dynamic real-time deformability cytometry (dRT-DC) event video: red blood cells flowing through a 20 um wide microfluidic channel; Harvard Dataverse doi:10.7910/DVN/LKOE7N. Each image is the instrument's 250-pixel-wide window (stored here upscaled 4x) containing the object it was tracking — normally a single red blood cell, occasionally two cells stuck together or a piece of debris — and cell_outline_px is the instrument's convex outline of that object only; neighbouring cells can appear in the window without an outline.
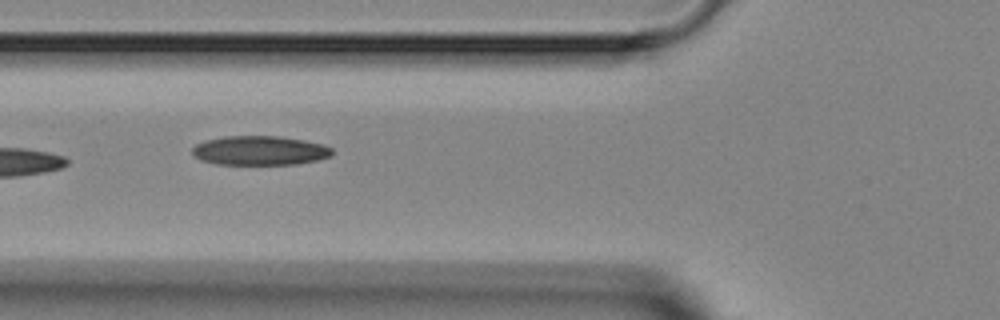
{"species": "Egyptian fruit bat (a non-hibernating species)", "species_latin": "Rousettus aegyptiacus", "temperature_condition": "room temperature", "stored_images_in_passage": 9, "camera_frame_rate_fps": 3000, "um_per_image_px": 0.085, "animal": {"sex": "female"}, "frame": {"image": 1, "passage_image": 6, "time_ms": 5.667, "image_size_px": [1000, 320], "cell_outline_px": [[332, 156], [316, 160], [296, 164], [216, 164], [200, 160], [192, 152], [192, 148], [196, 144], [204, 140], [224, 136], [280, 136], [304, 140], [324, 144], [332, 148]], "centroid_in_image_um": [22.08, 12.79], "position_along_channel_um": 103.7, "area_um2": 23.93}}
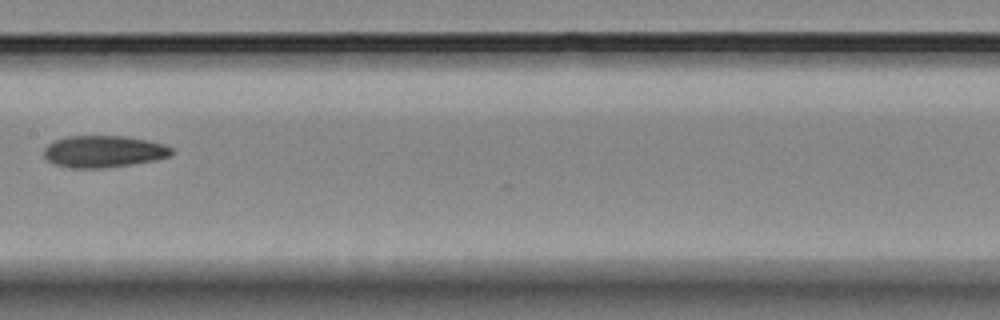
{"frame": {"image": 2, "passage_image": 8, "time_ms": 8.0, "image_size_px": [1000, 320], "cell_outline_px": [[172, 156], [156, 160], [132, 164], [104, 168], [72, 168], [52, 164], [44, 156], [44, 148], [48, 144], [56, 140], [68, 136], [124, 136], [164, 144], [172, 148]], "centroid_in_image_um": [8.8, 12.89], "position_along_channel_um": 198.6, "area_um2": 23.7}}
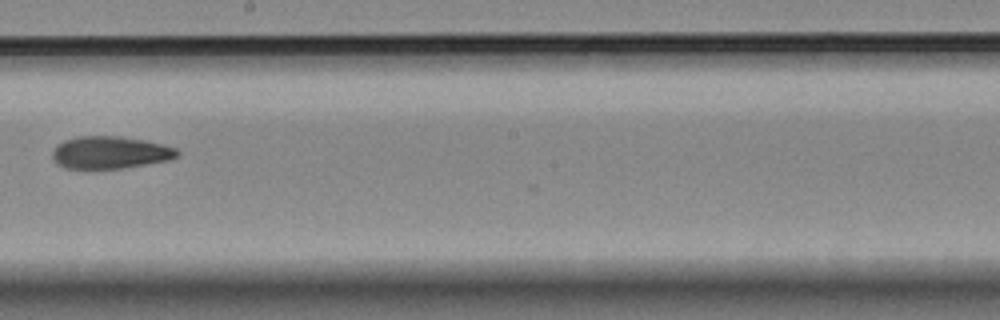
{"frame": {"image": 3, "passage_image": 9, "time_ms": 9.0, "image_size_px": [1000, 320], "cell_outline_px": [[180, 152], [176, 156], [168, 160], [124, 168], [64, 168], [52, 156], [52, 152], [56, 144], [64, 140], [80, 136], [120, 136], [144, 140], [176, 148]], "centroid_in_image_um": [9.35, 12.95], "position_along_channel_um": 238.9, "area_um2": 23.29}}